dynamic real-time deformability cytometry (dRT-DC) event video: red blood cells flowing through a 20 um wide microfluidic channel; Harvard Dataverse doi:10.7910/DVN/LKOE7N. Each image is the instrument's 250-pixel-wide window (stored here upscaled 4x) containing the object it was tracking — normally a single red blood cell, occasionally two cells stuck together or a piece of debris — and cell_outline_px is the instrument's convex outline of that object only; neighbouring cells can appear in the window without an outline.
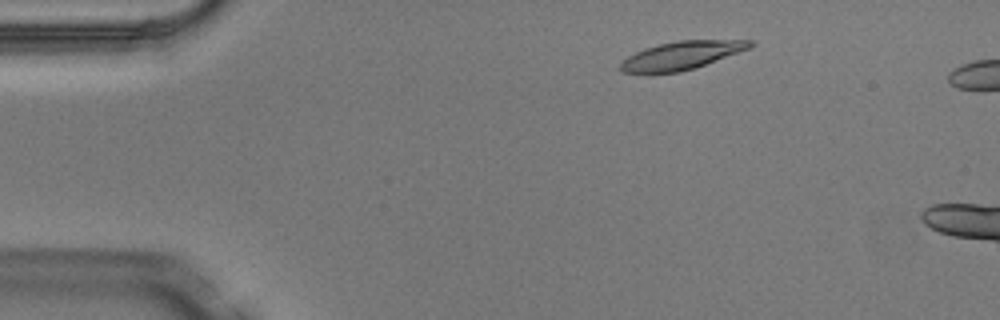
{"species": "Egyptian fruit bat (a non-hibernating species)", "species_latin": "Rousettus aegyptiacus", "temperature_condition": "warm", "stored_images_in_passage": 3, "camera_frame_rate_fps": 3000, "um_per_image_px": 0.085, "animal": {"sex": "male"}, "frame": {"image": 1, "passage_image": 2, "time_ms": 0.333, "image_size_px": [1000, 320], "cell_outline_px": [[756, 44], [748, 48], [696, 68], [680, 72], [648, 76], [620, 72], [620, 64], [628, 56], [644, 48], [660, 44], [680, 40], [752, 40]], "centroid_in_image_um": [57.83, 4.76], "position_along_channel_um": 27.2, "area_um2": 21.73}}